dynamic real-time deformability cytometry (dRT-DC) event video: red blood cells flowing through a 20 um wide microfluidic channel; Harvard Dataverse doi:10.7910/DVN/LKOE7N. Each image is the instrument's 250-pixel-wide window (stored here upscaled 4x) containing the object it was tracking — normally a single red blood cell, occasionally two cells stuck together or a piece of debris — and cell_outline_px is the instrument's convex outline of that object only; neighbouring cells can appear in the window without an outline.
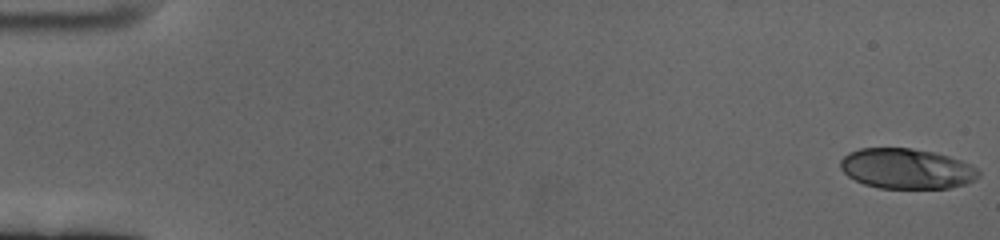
{"species": "human", "species_latin": "Homo sapiens", "temperature_condition": "cold", "stored_images_in_passage": 59, "camera_frame_rate_fps": 3000, "um_per_image_px": 0.085, "donor": {"sex": "female"}, "frame": {"image": 1, "passage_image": 1, "time_ms": 0.0, "image_size_px": [1000, 240], "cell_outline_px": [[980, 176], [964, 184], [948, 188], [880, 188], [864, 184], [848, 176], [840, 168], [840, 160], [848, 152], [860, 148], [912, 148], [932, 152], [948, 156], [960, 160], [976, 168], [980, 172]], "centroid_in_image_um": [77.03, 14.33], "position_along_channel_um": 8.0, "area_um2": 32.25}}
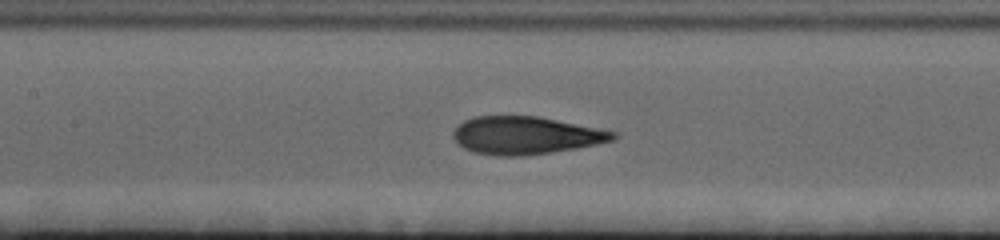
{"frame": {"image": 2, "passage_image": 29, "time_ms": 9.333, "image_size_px": [1000, 240], "cell_outline_px": [[620, 136], [612, 140], [596, 144], [576, 148], [552, 152], [524, 156], [496, 156], [472, 152], [464, 148], [452, 136], [452, 132], [464, 120], [472, 116], [536, 116], [616, 132]], "centroid_in_image_um": [44.65, 11.52], "position_along_channel_um": 162.7, "area_um2": 34.97}}
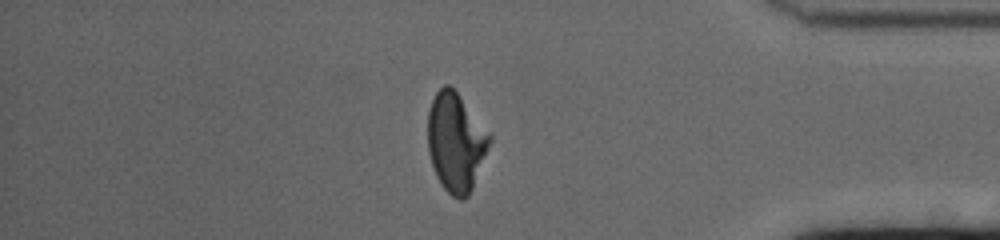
{"frame": {"image": 3, "passage_image": 52, "time_ms": 17.0, "image_size_px": [1000, 240], "cell_outline_px": [[492, 140], [472, 188], [468, 196], [464, 200], [460, 200], [452, 196], [440, 184], [436, 176], [428, 152], [428, 112], [432, 100], [436, 92], [444, 84], [448, 84], [456, 92], [492, 136]], "centroid_in_image_um": [38.73, 12.11], "position_along_channel_um": 396.5, "area_um2": 35.26}}